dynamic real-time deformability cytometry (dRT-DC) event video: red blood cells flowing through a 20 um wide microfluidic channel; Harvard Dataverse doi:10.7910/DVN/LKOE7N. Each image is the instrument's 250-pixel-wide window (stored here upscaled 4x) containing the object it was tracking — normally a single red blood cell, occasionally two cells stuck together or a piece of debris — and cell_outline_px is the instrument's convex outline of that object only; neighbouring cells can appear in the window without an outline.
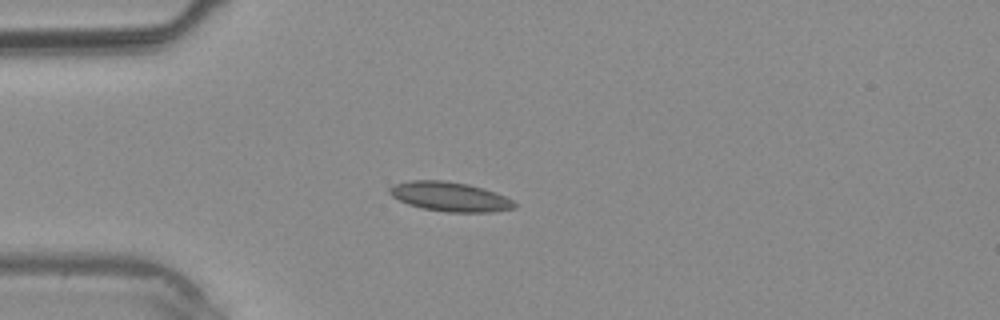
{"species": "common noctule bat (a hibernating species)", "species_latin": "Nyctalus noctula", "temperature_condition": "warm", "stored_images_in_passage": 29, "camera_frame_rate_fps": 3000, "um_per_image_px": 0.085, "animal": {"sex": "male", "body_mass_g": 20.4}, "frame": {"image": 1, "passage_image": 1, "time_ms": 0.0, "image_size_px": [1000, 320], "cell_outline_px": [[516, 208], [492, 212], [448, 212], [424, 208], [408, 204], [392, 196], [388, 192], [388, 188], [396, 184], [408, 180], [444, 180], [468, 184], [484, 188], [496, 192], [512, 200], [516, 204]], "centroid_in_image_um": [38.26, 16.71], "position_along_channel_um": 46.7, "area_um2": 21.39}}
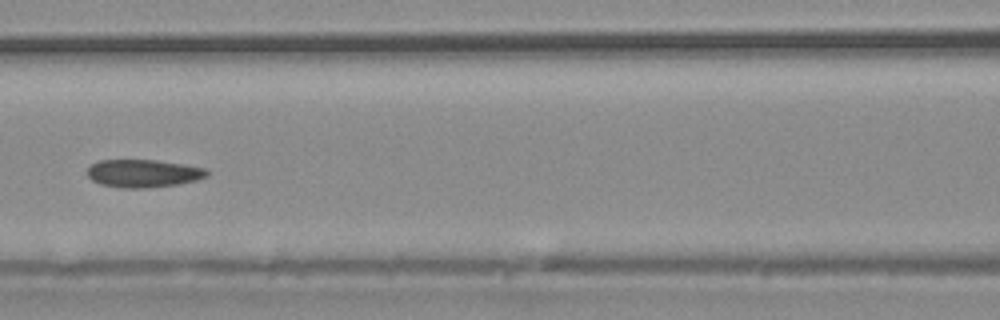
{"frame": {"image": 2, "passage_image": 8, "time_ms": 2.333, "image_size_px": [1000, 320], "cell_outline_px": [[208, 176], [196, 180], [176, 184], [144, 188], [120, 188], [100, 184], [92, 180], [88, 176], [88, 168], [92, 164], [100, 160], [156, 160], [184, 164], [204, 168], [208, 172]], "centroid_in_image_um": [12.16, 14.73], "position_along_channel_um": 154.4, "area_um2": 19.31}}
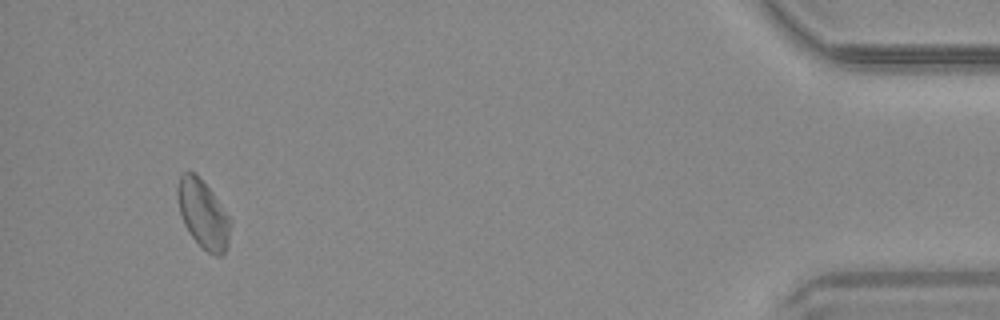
{"frame": {"image": 3, "passage_image": 27, "time_ms": 8.667, "image_size_px": [1000, 320], "cell_outline_px": [[232, 224], [228, 244], [224, 252], [220, 256], [216, 256], [208, 252], [188, 232], [184, 224], [180, 212], [176, 196], [176, 188], [180, 176], [184, 172], [196, 172], [200, 176], [232, 220]], "centroid_in_image_um": [17.26, 18.17], "position_along_channel_um": 417.9, "area_um2": 21.1}}